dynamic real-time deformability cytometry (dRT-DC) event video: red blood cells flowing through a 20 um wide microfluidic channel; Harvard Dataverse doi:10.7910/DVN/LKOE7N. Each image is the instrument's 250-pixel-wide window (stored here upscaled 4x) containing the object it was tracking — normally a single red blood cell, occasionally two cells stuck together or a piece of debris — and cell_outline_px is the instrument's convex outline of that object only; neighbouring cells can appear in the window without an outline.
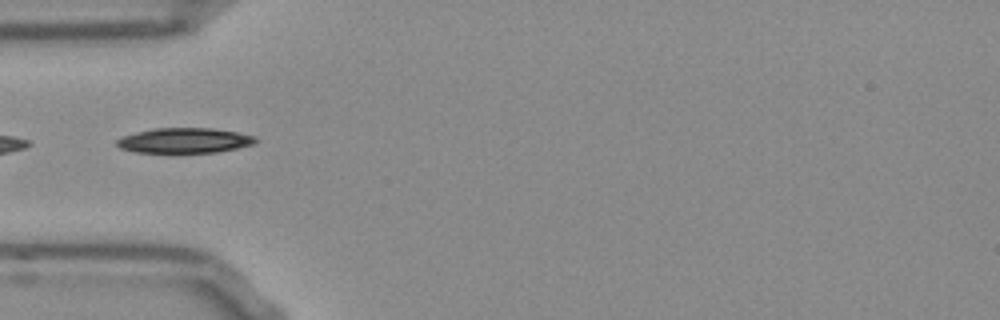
{"species": "Egyptian fruit bat (a non-hibernating species)", "species_latin": "Rousettus aegyptiacus", "temperature_condition": "room temperature", "stored_images_in_passage": 37, "camera_frame_rate_fps": 3000, "um_per_image_px": 0.085, "frame": {"image": 1, "passage_image": 1, "time_ms": 0.0, "image_size_px": [1000, 320], "cell_outline_px": [[260, 140], [252, 144], [236, 148], [216, 152], [136, 152], [120, 148], [116, 144], [116, 140], [120, 136], [152, 128], [212, 128], [236, 132], [256, 136]], "centroid_in_image_um": [15.66, 11.93], "position_along_channel_um": 69.3, "area_um2": 20.29}}
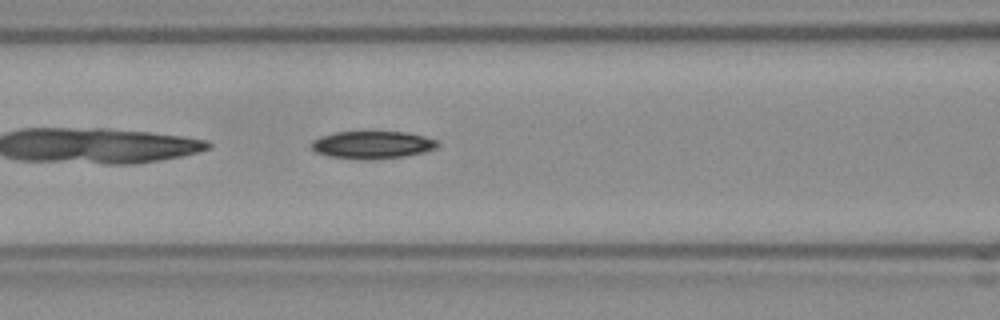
{"frame": {"image": 2, "passage_image": 6, "time_ms": 1.667, "image_size_px": [1000, 320], "cell_outline_px": [[440, 144], [436, 148], [424, 152], [404, 156], [368, 160], [364, 160], [332, 156], [316, 152], [312, 148], [312, 140], [320, 136], [336, 132], [404, 132], [424, 136], [440, 140]], "centroid_in_image_um": [31.69, 12.31], "position_along_channel_um": 134.9, "area_um2": 20.23}}
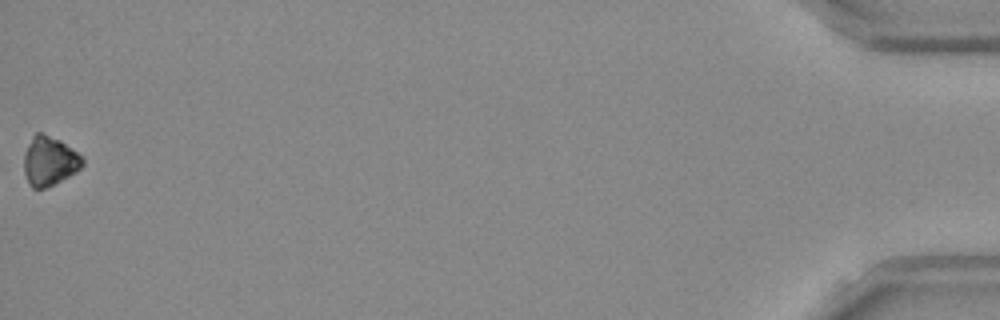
{"frame": {"image": 3, "passage_image": 37, "time_ms": 12.0, "image_size_px": [1000, 320], "cell_outline_px": [[84, 164], [76, 172], [48, 188], [32, 188], [24, 172], [24, 156], [28, 144], [32, 136], [36, 132], [40, 132], [60, 140], [84, 156]], "centroid_in_image_um": [4.23, 13.69], "position_along_channel_um": 431.0, "area_um2": 16.88}, "authors_computed_cell_mechanics": {"area_um2": 20.1722, "velocity_mm_per_s": 3.8706, "shape_relaxation_time_tau1_ms": 3.2643, "shape_relaxation_time_tau2_ms": null, "deformation_change_tau1": 0.0935, "deformation_change_tau2": null}}